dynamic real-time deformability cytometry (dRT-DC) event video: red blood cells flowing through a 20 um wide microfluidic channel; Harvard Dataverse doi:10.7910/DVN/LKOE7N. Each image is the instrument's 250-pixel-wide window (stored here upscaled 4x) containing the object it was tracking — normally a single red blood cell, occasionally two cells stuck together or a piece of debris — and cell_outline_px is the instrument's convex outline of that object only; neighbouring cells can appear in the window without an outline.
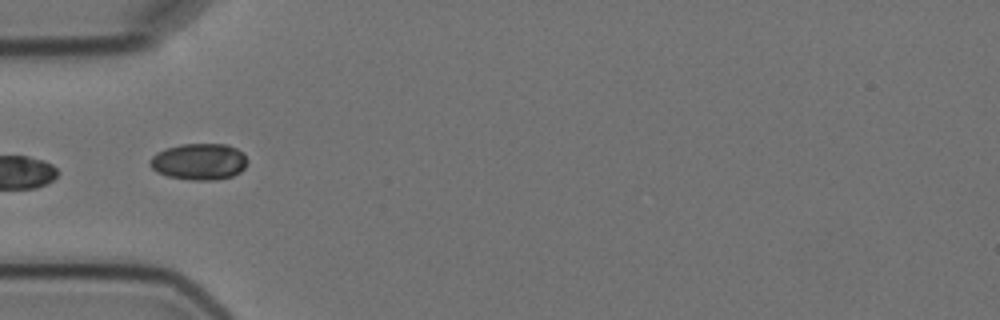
{"species": "Egyptian fruit bat (a non-hibernating species)", "species_latin": "Rousettus aegyptiacus", "temperature_condition": "cold", "stored_images_in_passage": 4, "camera_frame_rate_fps": 3000, "um_per_image_px": 0.085, "animal": {"sex": "female"}, "frame": {"image": 1, "passage_image": 1, "time_ms": 0.0, "image_size_px": [1000, 320], "cell_outline_px": [[248, 160], [244, 168], [240, 172], [232, 176], [212, 180], [192, 180], [168, 176], [156, 172], [148, 164], [148, 160], [156, 152], [164, 148], [180, 144], [228, 144], [244, 152]], "centroid_in_image_um": [16.91, 13.72], "position_along_channel_um": 68.1, "area_um2": 20.98}}
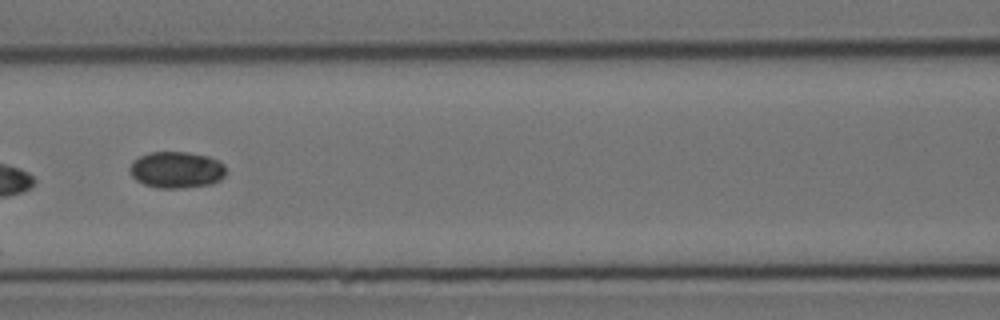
{"frame": {"image": 2, "passage_image": 3, "time_ms": 2.333, "image_size_px": [1000, 320], "cell_outline_px": [[224, 176], [220, 180], [212, 184], [184, 188], [156, 188], [144, 184], [136, 180], [132, 176], [128, 168], [132, 160], [140, 156], [152, 152], [188, 152], [208, 156], [224, 164]], "centroid_in_image_um": [14.97, 14.44], "position_along_channel_um": 151.6, "area_um2": 20.58}}
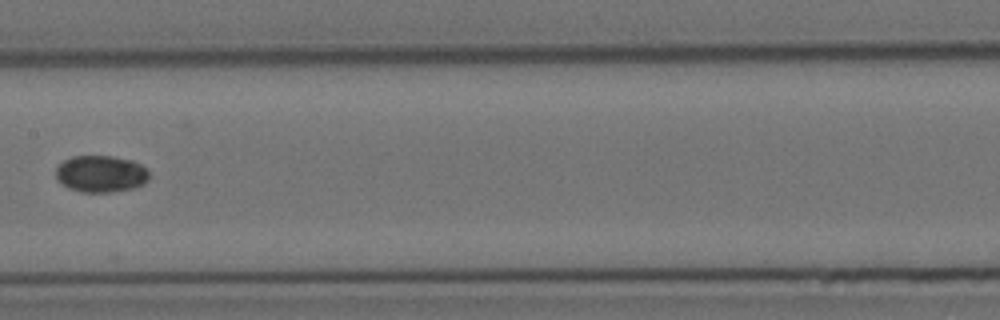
{"frame": {"image": 3, "passage_image": 4, "time_ms": 3.667, "image_size_px": [1000, 320], "cell_outline_px": [[148, 180], [144, 184], [132, 188], [108, 192], [80, 192], [68, 188], [56, 176], [56, 168], [64, 160], [72, 156], [112, 156], [132, 160], [140, 164], [148, 172]], "centroid_in_image_um": [8.57, 14.77], "position_along_channel_um": 198.8, "area_um2": 19.83}}